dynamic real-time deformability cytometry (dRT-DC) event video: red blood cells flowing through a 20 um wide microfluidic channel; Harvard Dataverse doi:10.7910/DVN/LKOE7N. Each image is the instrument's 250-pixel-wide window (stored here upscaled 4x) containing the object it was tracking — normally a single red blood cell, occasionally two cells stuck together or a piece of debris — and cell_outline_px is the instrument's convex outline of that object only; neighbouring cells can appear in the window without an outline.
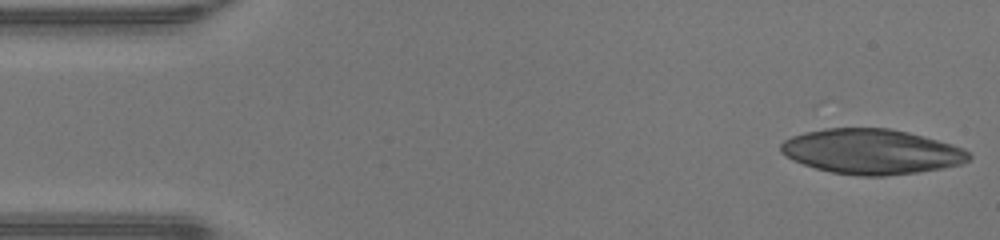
{"species": "human", "species_latin": "Homo sapiens", "temperature_condition": "warm", "stored_images_in_passage": 46, "camera_frame_rate_fps": 3000, "um_per_image_px": 0.085, "donor": {"sex": "male"}, "frame": {"image": 1, "passage_image": 1, "time_ms": 0.0, "image_size_px": [1000, 240], "cell_outline_px": [[972, 156], [968, 160], [960, 164], [944, 168], [920, 172], [884, 176], [860, 176], [832, 172], [816, 168], [792, 160], [780, 152], [780, 144], [784, 140], [792, 136], [804, 132], [828, 128], [888, 128], [908, 132], [952, 144], [964, 148]], "centroid_in_image_um": [74.08, 12.89], "position_along_channel_um": 10.9, "area_um2": 49.36}}
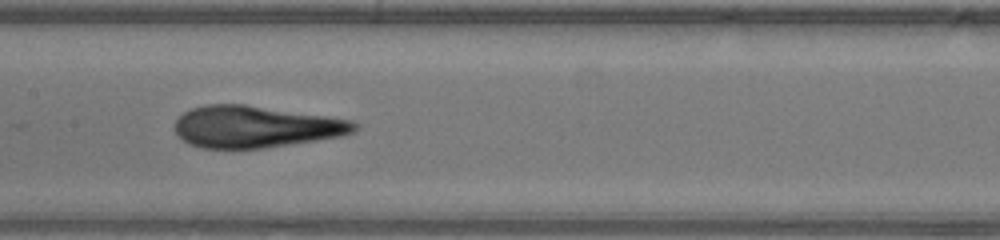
{"frame": {"image": 2, "passage_image": 22, "time_ms": 7.0, "image_size_px": [1000, 240], "cell_outline_px": [[356, 132], [340, 136], [316, 140], [264, 148], [204, 148], [188, 144], [176, 132], [176, 120], [184, 112], [192, 108], [204, 104], [244, 104], [356, 120]], "centroid_in_image_um": [21.75, 10.76], "position_along_channel_um": 185.7, "area_um2": 43.58}}
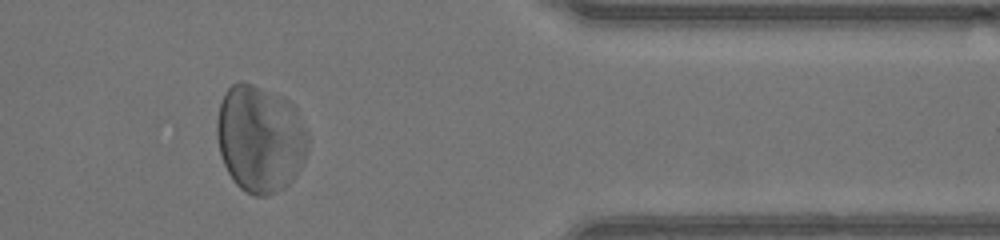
{"frame": {"image": 3, "passage_image": 38, "time_ms": 12.333, "image_size_px": [1000, 240], "cell_outline_px": [[308, 148], [304, 160], [296, 176], [284, 188], [268, 196], [256, 196], [240, 188], [236, 184], [228, 172], [224, 164], [220, 152], [216, 136], [216, 124], [220, 104], [224, 92], [232, 84], [240, 80], [252, 84], [284, 96], [296, 108], [308, 136]], "centroid_in_image_um": [22.11, 11.77], "position_along_channel_um": 389.3, "area_um2": 57.28}, "authors_computed_cell_mechanics": {"area_um2": 47.5405, "velocity_mm_per_s": 4.2822, "shape_relaxation_time_tau1_ms": 2.4046, "shape_relaxation_time_tau2_ms": 1.7651, "deformation_change_tau1": 0.1087, "deformation_change_tau2": 0.1167}}